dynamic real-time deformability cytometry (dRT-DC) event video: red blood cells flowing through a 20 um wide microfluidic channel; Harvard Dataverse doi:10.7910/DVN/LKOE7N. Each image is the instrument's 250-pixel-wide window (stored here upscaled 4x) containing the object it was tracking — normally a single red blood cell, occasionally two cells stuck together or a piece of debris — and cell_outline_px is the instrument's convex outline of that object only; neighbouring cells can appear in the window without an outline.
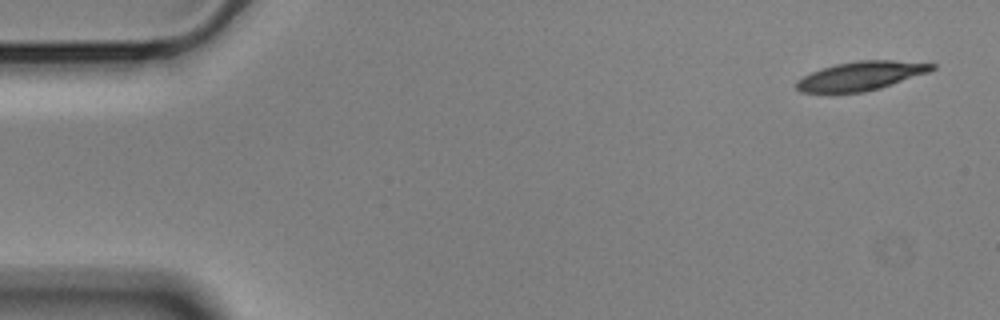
{"species": "Egyptian fruit bat (a non-hibernating species)", "species_latin": "Rousettus aegyptiacus", "temperature_condition": "cold", "stored_images_in_passage": 54, "camera_frame_rate_fps": 3000, "um_per_image_px": 0.085, "animal": {"sex": "male"}, "frame": {"image": 1, "passage_image": 1, "time_ms": 0.0, "image_size_px": [1000, 320], "cell_outline_px": [[936, 68], [928, 72], [880, 88], [864, 92], [832, 96], [800, 92], [796, 88], [796, 80], [812, 72], [836, 64], [856, 60], [892, 60], [936, 64]], "centroid_in_image_um": [73.08, 6.5], "position_along_channel_um": 11.9, "area_um2": 23.41}}
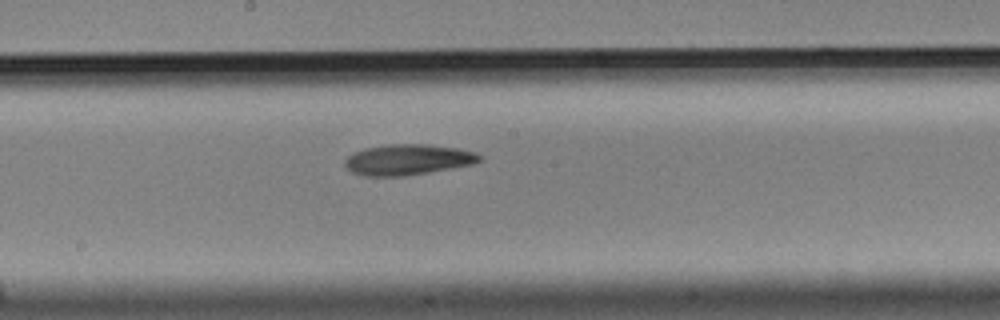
{"frame": {"image": 2, "passage_image": 28, "time_ms": 9.0, "image_size_px": [1000, 320], "cell_outline_px": [[484, 160], [472, 164], [452, 168], [404, 176], [364, 176], [352, 172], [344, 164], [344, 160], [352, 152], [368, 148], [388, 144], [428, 144], [456, 148], [476, 152], [484, 156]], "centroid_in_image_um": [34.7, 13.57], "position_along_channel_um": 213.5, "area_um2": 24.16}}
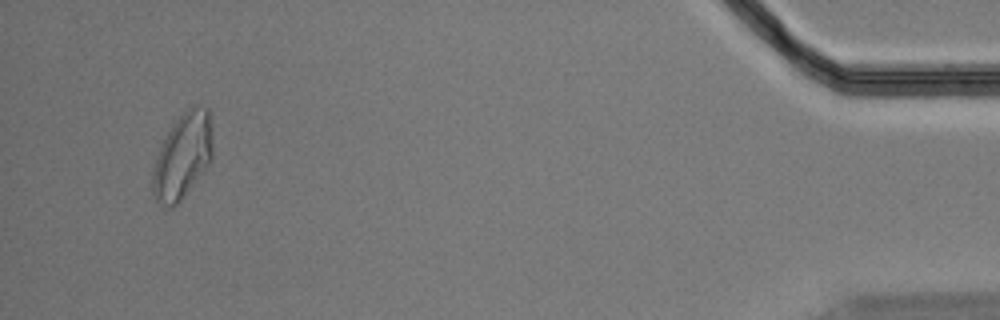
{"frame": {"image": 3, "passage_image": 52, "time_ms": 17.0, "image_size_px": [1000, 320], "cell_outline_px": [[212, 160], [180, 200], [172, 208], [168, 208], [156, 200], [152, 192], [152, 172], [156, 156], [172, 124], [192, 104], [208, 108], [212, 128]], "centroid_in_image_um": [15.53, 13.24], "position_along_channel_um": 419.7, "area_um2": 29.71}, "authors_computed_cell_mechanics": {"area_um2": 23.7269, "velocity_mm_per_s": 3.5302, "shape_relaxation_time_tau1_ms": 6.3846, "shape_relaxation_time_tau2_ms": null, "deformation_change_tau1": 0.1816, "deformation_change_tau2": null}}